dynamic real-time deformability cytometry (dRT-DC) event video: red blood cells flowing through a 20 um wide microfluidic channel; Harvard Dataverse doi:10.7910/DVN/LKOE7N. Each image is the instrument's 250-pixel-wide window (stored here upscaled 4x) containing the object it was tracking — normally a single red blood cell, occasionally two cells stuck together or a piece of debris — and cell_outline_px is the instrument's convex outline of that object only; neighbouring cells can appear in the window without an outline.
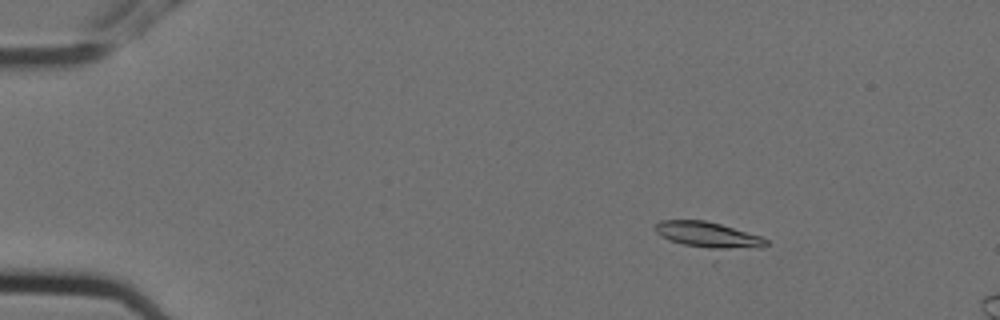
{"species": "Egyptian fruit bat (a non-hibernating species)", "species_latin": "Rousettus aegyptiacus", "temperature_condition": "cold", "stored_images_in_passage": 5, "camera_frame_rate_fps": 3000, "um_per_image_px": 0.085, "animal": {"sex": "female"}, "frame": {"image": 1, "passage_image": 3, "time_ms": 0.667, "image_size_px": [1000, 320], "cell_outline_px": [[768, 244], [764, 248], [712, 264], [660, 236], [652, 228], [660, 220], [704, 220], [720, 224], [760, 236], [768, 240]], "centroid_in_image_um": [60.31, 20.32], "position_along_channel_um": 24.7, "area_um2": 21.85}}